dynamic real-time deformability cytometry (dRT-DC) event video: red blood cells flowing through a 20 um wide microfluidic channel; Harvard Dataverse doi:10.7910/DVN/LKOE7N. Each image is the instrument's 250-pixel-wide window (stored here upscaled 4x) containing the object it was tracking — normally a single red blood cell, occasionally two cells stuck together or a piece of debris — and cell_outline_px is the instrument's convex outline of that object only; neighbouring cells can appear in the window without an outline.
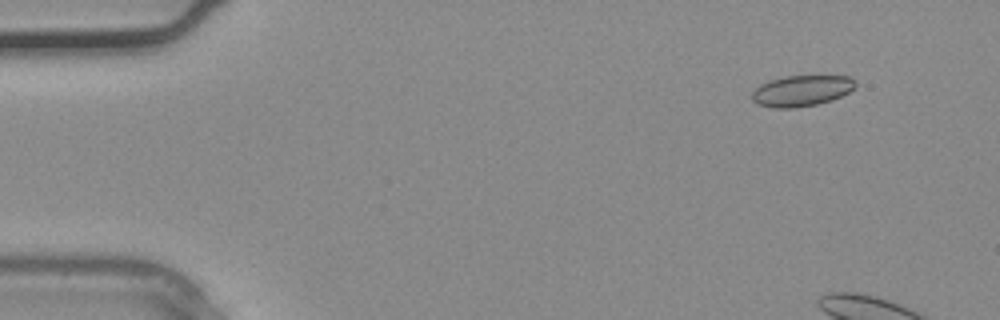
{"species": "common noctule bat (a hibernating species)", "species_latin": "Nyctalus noctula", "temperature_condition": "warm", "stored_images_in_passage": 3, "camera_frame_rate_fps": 3000, "um_per_image_px": 0.085, "animal": {"sex": "male", "body_mass_g": 20.4}, "frame": {"image": 1, "passage_image": 2, "time_ms": 0.333, "image_size_px": [1000, 320], "cell_outline_px": [[856, 88], [832, 100], [816, 104], [796, 108], [776, 108], [756, 104], [752, 100], [752, 92], [760, 84], [772, 80], [788, 76], [848, 76], [856, 80]], "centroid_in_image_um": [68.15, 7.72], "position_along_channel_um": 16.9, "area_um2": 18.61}}